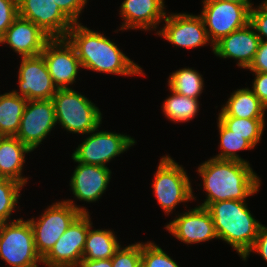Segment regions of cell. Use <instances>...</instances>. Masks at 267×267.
Returning a JSON list of instances; mask_svg holds the SVG:
<instances>
[{
  "instance_id": "cell-2",
  "label": "cell",
  "mask_w": 267,
  "mask_h": 267,
  "mask_svg": "<svg viewBox=\"0 0 267 267\" xmlns=\"http://www.w3.org/2000/svg\"><path fill=\"white\" fill-rule=\"evenodd\" d=\"M65 38L73 46L82 68L123 76L145 74L138 64L117 47L116 43L103 33L93 31L80 22L73 24Z\"/></svg>"
},
{
  "instance_id": "cell-35",
  "label": "cell",
  "mask_w": 267,
  "mask_h": 267,
  "mask_svg": "<svg viewBox=\"0 0 267 267\" xmlns=\"http://www.w3.org/2000/svg\"><path fill=\"white\" fill-rule=\"evenodd\" d=\"M251 252L260 254V256L267 262V226L260 224L255 243L242 260L246 261Z\"/></svg>"
},
{
  "instance_id": "cell-39",
  "label": "cell",
  "mask_w": 267,
  "mask_h": 267,
  "mask_svg": "<svg viewBox=\"0 0 267 267\" xmlns=\"http://www.w3.org/2000/svg\"><path fill=\"white\" fill-rule=\"evenodd\" d=\"M231 3H237V4H253L250 0H223Z\"/></svg>"
},
{
  "instance_id": "cell-29",
  "label": "cell",
  "mask_w": 267,
  "mask_h": 267,
  "mask_svg": "<svg viewBox=\"0 0 267 267\" xmlns=\"http://www.w3.org/2000/svg\"><path fill=\"white\" fill-rule=\"evenodd\" d=\"M23 186L15 180L0 176V223L18 220L15 218L11 220L10 216L14 210H17L15 208Z\"/></svg>"
},
{
  "instance_id": "cell-37",
  "label": "cell",
  "mask_w": 267,
  "mask_h": 267,
  "mask_svg": "<svg viewBox=\"0 0 267 267\" xmlns=\"http://www.w3.org/2000/svg\"><path fill=\"white\" fill-rule=\"evenodd\" d=\"M248 69L252 72L267 73V41H260L255 58Z\"/></svg>"
},
{
  "instance_id": "cell-20",
  "label": "cell",
  "mask_w": 267,
  "mask_h": 267,
  "mask_svg": "<svg viewBox=\"0 0 267 267\" xmlns=\"http://www.w3.org/2000/svg\"><path fill=\"white\" fill-rule=\"evenodd\" d=\"M164 3V0H123L119 14L124 22L119 30H156L166 16Z\"/></svg>"
},
{
  "instance_id": "cell-30",
  "label": "cell",
  "mask_w": 267,
  "mask_h": 267,
  "mask_svg": "<svg viewBox=\"0 0 267 267\" xmlns=\"http://www.w3.org/2000/svg\"><path fill=\"white\" fill-rule=\"evenodd\" d=\"M141 267H180L154 242H141Z\"/></svg>"
},
{
  "instance_id": "cell-40",
  "label": "cell",
  "mask_w": 267,
  "mask_h": 267,
  "mask_svg": "<svg viewBox=\"0 0 267 267\" xmlns=\"http://www.w3.org/2000/svg\"><path fill=\"white\" fill-rule=\"evenodd\" d=\"M3 137H4V136H3L2 134H0V141L2 140Z\"/></svg>"
},
{
  "instance_id": "cell-16",
  "label": "cell",
  "mask_w": 267,
  "mask_h": 267,
  "mask_svg": "<svg viewBox=\"0 0 267 267\" xmlns=\"http://www.w3.org/2000/svg\"><path fill=\"white\" fill-rule=\"evenodd\" d=\"M165 228L178 240L187 244L218 239L211 214L205 207L196 206L181 213Z\"/></svg>"
},
{
  "instance_id": "cell-38",
  "label": "cell",
  "mask_w": 267,
  "mask_h": 267,
  "mask_svg": "<svg viewBox=\"0 0 267 267\" xmlns=\"http://www.w3.org/2000/svg\"><path fill=\"white\" fill-rule=\"evenodd\" d=\"M79 267H112L111 258L100 260L82 259Z\"/></svg>"
},
{
  "instance_id": "cell-5",
  "label": "cell",
  "mask_w": 267,
  "mask_h": 267,
  "mask_svg": "<svg viewBox=\"0 0 267 267\" xmlns=\"http://www.w3.org/2000/svg\"><path fill=\"white\" fill-rule=\"evenodd\" d=\"M88 213L71 199L48 206L39 218L28 219L33 230L35 249L43 259L72 222L81 214Z\"/></svg>"
},
{
  "instance_id": "cell-33",
  "label": "cell",
  "mask_w": 267,
  "mask_h": 267,
  "mask_svg": "<svg viewBox=\"0 0 267 267\" xmlns=\"http://www.w3.org/2000/svg\"><path fill=\"white\" fill-rule=\"evenodd\" d=\"M18 17V0H0V38Z\"/></svg>"
},
{
  "instance_id": "cell-24",
  "label": "cell",
  "mask_w": 267,
  "mask_h": 267,
  "mask_svg": "<svg viewBox=\"0 0 267 267\" xmlns=\"http://www.w3.org/2000/svg\"><path fill=\"white\" fill-rule=\"evenodd\" d=\"M27 101L13 91L0 95V134L16 136Z\"/></svg>"
},
{
  "instance_id": "cell-18",
  "label": "cell",
  "mask_w": 267,
  "mask_h": 267,
  "mask_svg": "<svg viewBox=\"0 0 267 267\" xmlns=\"http://www.w3.org/2000/svg\"><path fill=\"white\" fill-rule=\"evenodd\" d=\"M50 39L35 23L18 16L0 38V44L6 43L20 57H29L40 55Z\"/></svg>"
},
{
  "instance_id": "cell-9",
  "label": "cell",
  "mask_w": 267,
  "mask_h": 267,
  "mask_svg": "<svg viewBox=\"0 0 267 267\" xmlns=\"http://www.w3.org/2000/svg\"><path fill=\"white\" fill-rule=\"evenodd\" d=\"M90 133L72 153L74 162L107 167L106 163L136 144L131 136L125 134L99 131L98 128Z\"/></svg>"
},
{
  "instance_id": "cell-14",
  "label": "cell",
  "mask_w": 267,
  "mask_h": 267,
  "mask_svg": "<svg viewBox=\"0 0 267 267\" xmlns=\"http://www.w3.org/2000/svg\"><path fill=\"white\" fill-rule=\"evenodd\" d=\"M18 74L17 90L15 94L27 100H50L57 91L52 77L50 76L43 56L21 57Z\"/></svg>"
},
{
  "instance_id": "cell-3",
  "label": "cell",
  "mask_w": 267,
  "mask_h": 267,
  "mask_svg": "<svg viewBox=\"0 0 267 267\" xmlns=\"http://www.w3.org/2000/svg\"><path fill=\"white\" fill-rule=\"evenodd\" d=\"M206 209L211 214L218 239L230 244L243 258L254 245L261 224L250 213L246 201H218Z\"/></svg>"
},
{
  "instance_id": "cell-17",
  "label": "cell",
  "mask_w": 267,
  "mask_h": 267,
  "mask_svg": "<svg viewBox=\"0 0 267 267\" xmlns=\"http://www.w3.org/2000/svg\"><path fill=\"white\" fill-rule=\"evenodd\" d=\"M260 41L252 25L248 23L218 41L212 51L220 58L235 59L237 66L248 69L255 58Z\"/></svg>"
},
{
  "instance_id": "cell-15",
  "label": "cell",
  "mask_w": 267,
  "mask_h": 267,
  "mask_svg": "<svg viewBox=\"0 0 267 267\" xmlns=\"http://www.w3.org/2000/svg\"><path fill=\"white\" fill-rule=\"evenodd\" d=\"M170 14L165 16L164 27L157 31V35L165 38L174 46L187 49L211 44L200 15L185 12Z\"/></svg>"
},
{
  "instance_id": "cell-28",
  "label": "cell",
  "mask_w": 267,
  "mask_h": 267,
  "mask_svg": "<svg viewBox=\"0 0 267 267\" xmlns=\"http://www.w3.org/2000/svg\"><path fill=\"white\" fill-rule=\"evenodd\" d=\"M218 119L235 134L241 135L253 147L262 139L265 121L264 118H237L232 116H218Z\"/></svg>"
},
{
  "instance_id": "cell-1",
  "label": "cell",
  "mask_w": 267,
  "mask_h": 267,
  "mask_svg": "<svg viewBox=\"0 0 267 267\" xmlns=\"http://www.w3.org/2000/svg\"><path fill=\"white\" fill-rule=\"evenodd\" d=\"M206 199L201 207L226 200L246 201L259 191L261 180L250 164L234 160L210 158L199 165Z\"/></svg>"
},
{
  "instance_id": "cell-36",
  "label": "cell",
  "mask_w": 267,
  "mask_h": 267,
  "mask_svg": "<svg viewBox=\"0 0 267 267\" xmlns=\"http://www.w3.org/2000/svg\"><path fill=\"white\" fill-rule=\"evenodd\" d=\"M255 78L251 90L267 108V73L253 72Z\"/></svg>"
},
{
  "instance_id": "cell-32",
  "label": "cell",
  "mask_w": 267,
  "mask_h": 267,
  "mask_svg": "<svg viewBox=\"0 0 267 267\" xmlns=\"http://www.w3.org/2000/svg\"><path fill=\"white\" fill-rule=\"evenodd\" d=\"M257 7L250 9L249 23L254 28L260 40L264 41L266 39L265 41H267V0L263 1Z\"/></svg>"
},
{
  "instance_id": "cell-23",
  "label": "cell",
  "mask_w": 267,
  "mask_h": 267,
  "mask_svg": "<svg viewBox=\"0 0 267 267\" xmlns=\"http://www.w3.org/2000/svg\"><path fill=\"white\" fill-rule=\"evenodd\" d=\"M91 228H89L86 236L83 259L100 260L112 258L121 247L114 231Z\"/></svg>"
},
{
  "instance_id": "cell-11",
  "label": "cell",
  "mask_w": 267,
  "mask_h": 267,
  "mask_svg": "<svg viewBox=\"0 0 267 267\" xmlns=\"http://www.w3.org/2000/svg\"><path fill=\"white\" fill-rule=\"evenodd\" d=\"M53 100H28L15 137L31 151L46 138L56 126Z\"/></svg>"
},
{
  "instance_id": "cell-31",
  "label": "cell",
  "mask_w": 267,
  "mask_h": 267,
  "mask_svg": "<svg viewBox=\"0 0 267 267\" xmlns=\"http://www.w3.org/2000/svg\"><path fill=\"white\" fill-rule=\"evenodd\" d=\"M112 267H141V243L122 246L111 258Z\"/></svg>"
},
{
  "instance_id": "cell-12",
  "label": "cell",
  "mask_w": 267,
  "mask_h": 267,
  "mask_svg": "<svg viewBox=\"0 0 267 267\" xmlns=\"http://www.w3.org/2000/svg\"><path fill=\"white\" fill-rule=\"evenodd\" d=\"M41 55L58 89L71 88L69 85L76 83L75 80L82 65L73 46L66 38L50 39Z\"/></svg>"
},
{
  "instance_id": "cell-19",
  "label": "cell",
  "mask_w": 267,
  "mask_h": 267,
  "mask_svg": "<svg viewBox=\"0 0 267 267\" xmlns=\"http://www.w3.org/2000/svg\"><path fill=\"white\" fill-rule=\"evenodd\" d=\"M78 163L70 178L74 197L80 201L96 202L108 187L111 170L108 167Z\"/></svg>"
},
{
  "instance_id": "cell-6",
  "label": "cell",
  "mask_w": 267,
  "mask_h": 267,
  "mask_svg": "<svg viewBox=\"0 0 267 267\" xmlns=\"http://www.w3.org/2000/svg\"><path fill=\"white\" fill-rule=\"evenodd\" d=\"M152 188L158 204L167 215L173 213L179 203L196 198L193 196L194 192L187 172L169 155L160 159Z\"/></svg>"
},
{
  "instance_id": "cell-4",
  "label": "cell",
  "mask_w": 267,
  "mask_h": 267,
  "mask_svg": "<svg viewBox=\"0 0 267 267\" xmlns=\"http://www.w3.org/2000/svg\"><path fill=\"white\" fill-rule=\"evenodd\" d=\"M52 100L56 124L59 123L67 132L90 134L101 125L102 113L99 108L74 89H57Z\"/></svg>"
},
{
  "instance_id": "cell-7",
  "label": "cell",
  "mask_w": 267,
  "mask_h": 267,
  "mask_svg": "<svg viewBox=\"0 0 267 267\" xmlns=\"http://www.w3.org/2000/svg\"><path fill=\"white\" fill-rule=\"evenodd\" d=\"M0 258L9 267H38V255L33 230L28 220L0 223Z\"/></svg>"
},
{
  "instance_id": "cell-8",
  "label": "cell",
  "mask_w": 267,
  "mask_h": 267,
  "mask_svg": "<svg viewBox=\"0 0 267 267\" xmlns=\"http://www.w3.org/2000/svg\"><path fill=\"white\" fill-rule=\"evenodd\" d=\"M201 18L211 46L230 33L246 26L250 21V9L254 4H237L223 0H203ZM208 27V28H207Z\"/></svg>"
},
{
  "instance_id": "cell-21",
  "label": "cell",
  "mask_w": 267,
  "mask_h": 267,
  "mask_svg": "<svg viewBox=\"0 0 267 267\" xmlns=\"http://www.w3.org/2000/svg\"><path fill=\"white\" fill-rule=\"evenodd\" d=\"M32 152L17 137L4 136L0 141V176L12 179L18 183L27 184L22 170L25 163V153Z\"/></svg>"
},
{
  "instance_id": "cell-13",
  "label": "cell",
  "mask_w": 267,
  "mask_h": 267,
  "mask_svg": "<svg viewBox=\"0 0 267 267\" xmlns=\"http://www.w3.org/2000/svg\"><path fill=\"white\" fill-rule=\"evenodd\" d=\"M18 16L35 23L51 39L65 38L74 24L53 0H18Z\"/></svg>"
},
{
  "instance_id": "cell-26",
  "label": "cell",
  "mask_w": 267,
  "mask_h": 267,
  "mask_svg": "<svg viewBox=\"0 0 267 267\" xmlns=\"http://www.w3.org/2000/svg\"><path fill=\"white\" fill-rule=\"evenodd\" d=\"M168 87L180 95L198 99L203 92L204 80L197 70L185 67L169 75Z\"/></svg>"
},
{
  "instance_id": "cell-27",
  "label": "cell",
  "mask_w": 267,
  "mask_h": 267,
  "mask_svg": "<svg viewBox=\"0 0 267 267\" xmlns=\"http://www.w3.org/2000/svg\"><path fill=\"white\" fill-rule=\"evenodd\" d=\"M217 124L220 135L219 147L221 153L213 158L221 160H234L250 164L249 161L242 159L237 152L247 149L251 150L254 149V147L246 139H244L243 136L235 134L233 131L229 130L219 119Z\"/></svg>"
},
{
  "instance_id": "cell-25",
  "label": "cell",
  "mask_w": 267,
  "mask_h": 267,
  "mask_svg": "<svg viewBox=\"0 0 267 267\" xmlns=\"http://www.w3.org/2000/svg\"><path fill=\"white\" fill-rule=\"evenodd\" d=\"M171 95L164 100L162 110L167 119L174 122H189L199 112V99L180 95L170 89Z\"/></svg>"
},
{
  "instance_id": "cell-34",
  "label": "cell",
  "mask_w": 267,
  "mask_h": 267,
  "mask_svg": "<svg viewBox=\"0 0 267 267\" xmlns=\"http://www.w3.org/2000/svg\"><path fill=\"white\" fill-rule=\"evenodd\" d=\"M56 5L74 22L79 23L82 9L89 0H53Z\"/></svg>"
},
{
  "instance_id": "cell-10",
  "label": "cell",
  "mask_w": 267,
  "mask_h": 267,
  "mask_svg": "<svg viewBox=\"0 0 267 267\" xmlns=\"http://www.w3.org/2000/svg\"><path fill=\"white\" fill-rule=\"evenodd\" d=\"M92 225L89 212L81 213L42 259V264L46 267H79Z\"/></svg>"
},
{
  "instance_id": "cell-22",
  "label": "cell",
  "mask_w": 267,
  "mask_h": 267,
  "mask_svg": "<svg viewBox=\"0 0 267 267\" xmlns=\"http://www.w3.org/2000/svg\"><path fill=\"white\" fill-rule=\"evenodd\" d=\"M266 107L250 88L237 89L231 93L228 101L222 106L218 116L237 118H264Z\"/></svg>"
}]
</instances>
